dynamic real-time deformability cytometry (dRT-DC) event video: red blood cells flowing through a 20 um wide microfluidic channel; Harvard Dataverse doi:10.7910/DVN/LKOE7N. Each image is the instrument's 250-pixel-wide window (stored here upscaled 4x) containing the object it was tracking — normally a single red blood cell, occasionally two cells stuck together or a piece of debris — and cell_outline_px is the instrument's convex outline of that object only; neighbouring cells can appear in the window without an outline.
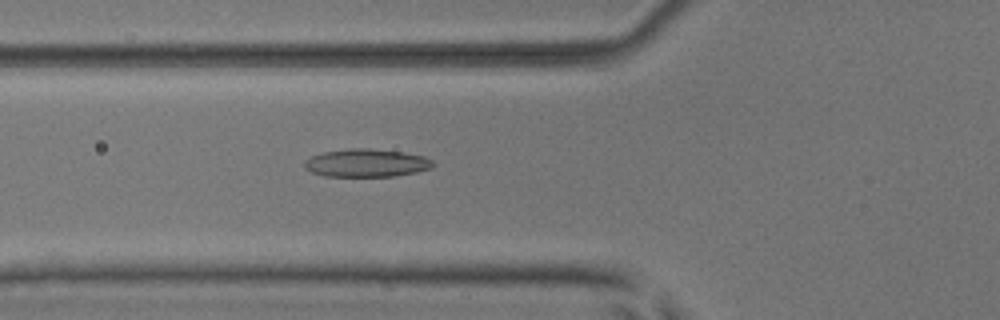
{"species": "common noctule bat (a hibernating species)", "species_latin": "Nyctalus noctula", "temperature_condition": "room temperature", "stored_images_in_passage": 43, "camera_frame_rate_fps": 3000, "um_per_image_px": 0.085, "animal": {"sex": "male", "body_mass_g": 17.9, "forearm_length_mm": 54.2}, "frame": {"image": 1, "passage_image": 10, "time_ms": 3.0, "image_size_px": [1000, 320], "cell_outline_px": [[436, 164], [432, 168], [416, 172], [396, 176], [324, 176], [312, 172], [304, 168], [304, 160], [312, 156], [324, 152], [348, 148], [368, 148], [404, 152], [424, 156], [432, 160]], "centroid_in_image_um": [31.17, 13.85], "position_along_channel_um": 94.6, "area_um2": 21.1}}
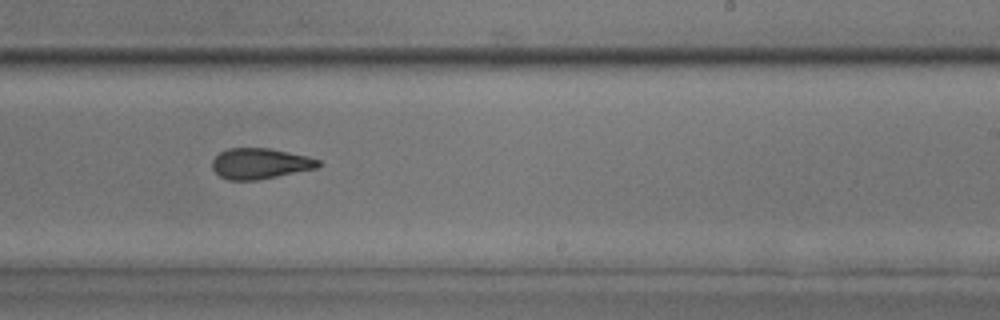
{"frame": {"image": 2, "passage_image": 23, "time_ms": 7.333, "image_size_px": [1000, 320], "cell_outline_px": [[324, 164], [316, 168], [256, 180], [228, 180], [220, 176], [212, 168], [212, 160], [220, 152], [228, 148], [268, 148], [308, 156], [320, 160]], "centroid_in_image_um": [22.11, 13.9], "position_along_channel_um": 266.9, "area_um2": 18.9}}
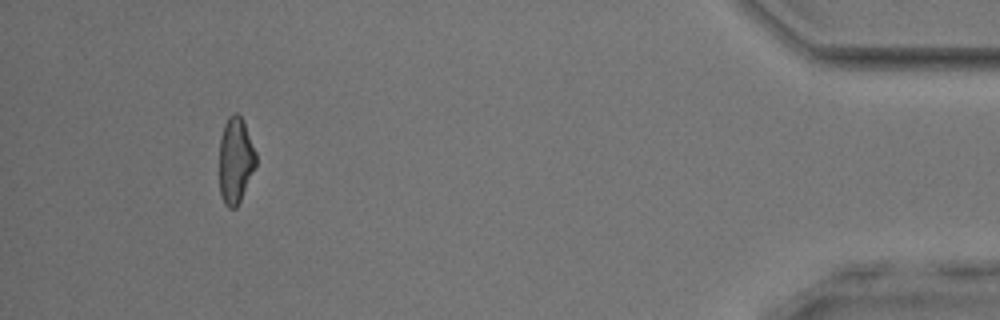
{"frame": {"image": 3, "passage_image": 39, "time_ms": 12.667, "image_size_px": [1000, 320], "cell_outline_px": [[256, 164], [240, 200], [236, 208], [228, 208], [224, 204], [220, 196], [220, 140], [224, 124], [228, 116], [232, 112], [236, 112], [244, 120], [256, 152]], "centroid_in_image_um": [20.01, 13.6], "position_along_channel_um": 415.2, "area_um2": 18.38}, "authors_computed_cell_mechanics": {"area_um2": 19.1896, "velocity_mm_per_s": 3.9821, "shape_relaxation_time_tau1_ms": 6.4495, "shape_relaxation_time_tau2_ms": 2.734, "deformation_change_tau1": 0.1671, "deformation_change_tau2": 0.1108}}